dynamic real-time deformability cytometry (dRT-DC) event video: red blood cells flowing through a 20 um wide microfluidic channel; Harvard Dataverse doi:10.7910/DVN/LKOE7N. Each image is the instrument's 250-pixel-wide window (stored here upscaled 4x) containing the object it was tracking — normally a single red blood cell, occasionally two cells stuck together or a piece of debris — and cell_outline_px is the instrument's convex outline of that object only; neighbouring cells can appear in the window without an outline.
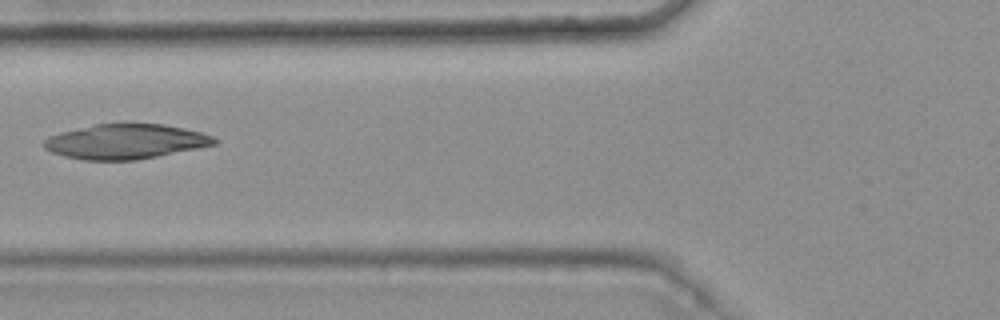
{"species": "common noctule bat (a hibernating species)", "species_latin": "Nyctalus noctula", "temperature_condition": "warm", "stored_images_in_passage": 5, "camera_frame_rate_fps": 3000, "um_per_image_px": 0.085, "animal": {"sex": "female", "body_mass_g": 25.1}, "frame": {"image": 1, "passage_image": 4, "time_ms": 1.0, "image_size_px": [1000, 320], "cell_outline_px": [[220, 140], [216, 144], [136, 160], [84, 160], [64, 156], [52, 152], [44, 148], [40, 144], [48, 136], [60, 132], [96, 124], [164, 124], [184, 128], [200, 132], [212, 136]], "centroid_in_image_um": [10.63, 12.03], "position_along_channel_um": 115.2, "area_um2": 34.39}}
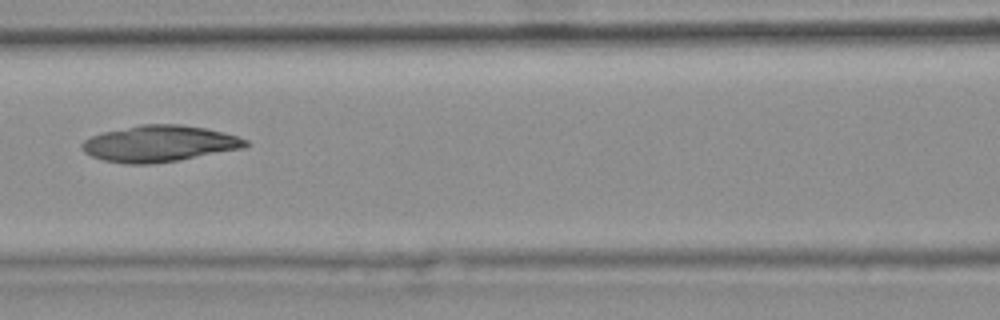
{"frame": {"image": 2, "passage_image": 5, "time_ms": 1.333, "image_size_px": [1000, 320], "cell_outline_px": [[248, 144], [244, 148], [176, 160], [148, 164], [124, 164], [104, 160], [92, 156], [84, 152], [80, 148], [80, 144], [84, 140], [92, 136], [104, 132], [140, 124], [180, 124], [204, 128], [224, 132], [248, 140]], "centroid_in_image_um": [13.52, 12.2], "position_along_channel_um": 153.1, "area_um2": 34.39}}